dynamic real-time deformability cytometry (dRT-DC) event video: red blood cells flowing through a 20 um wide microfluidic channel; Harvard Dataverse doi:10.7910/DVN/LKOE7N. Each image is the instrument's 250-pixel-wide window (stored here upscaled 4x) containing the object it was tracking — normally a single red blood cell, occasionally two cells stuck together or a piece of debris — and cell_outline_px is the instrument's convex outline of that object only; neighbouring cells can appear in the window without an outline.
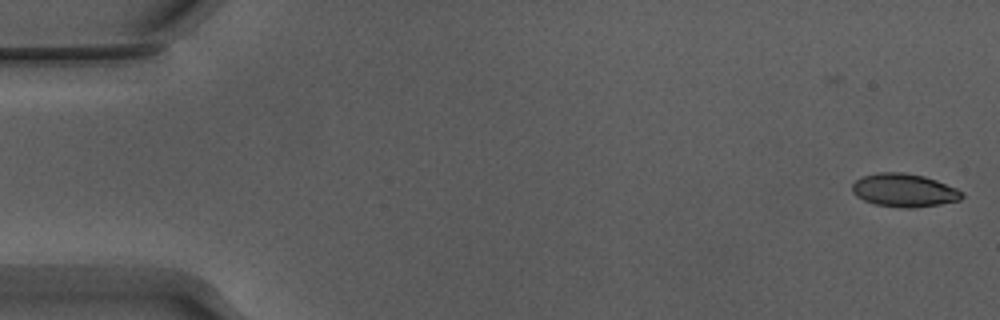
{"species": "Egyptian fruit bat (a non-hibernating species)", "species_latin": "Rousettus aegyptiacus", "temperature_condition": "warm", "stored_images_in_passage": 2, "camera_frame_rate_fps": 3000, "um_per_image_px": 0.085, "animal": {"sex": "male"}, "frame": {"image": 1, "passage_image": 2, "time_ms": 0.333, "image_size_px": [1000, 320], "cell_outline_px": [[964, 196], [960, 200], [940, 204], [912, 208], [904, 208], [876, 204], [864, 200], [856, 196], [852, 192], [852, 184], [856, 180], [864, 176], [880, 172], [904, 172], [924, 176], [936, 180], [956, 188], [964, 192]], "centroid_in_image_um": [76.87, 16.17], "position_along_channel_um": 8.1, "area_um2": 21.21}}